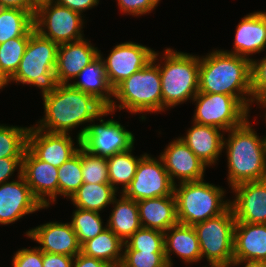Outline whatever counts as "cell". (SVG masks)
Wrapping results in <instances>:
<instances>
[{"label":"cell","instance_id":"cell-31","mask_svg":"<svg viewBox=\"0 0 266 267\" xmlns=\"http://www.w3.org/2000/svg\"><path fill=\"white\" fill-rule=\"evenodd\" d=\"M132 150L133 148L106 158L109 184L116 191L118 189L116 185L118 184H122V192L126 190L135 176L137 165L140 159L145 155L143 154L139 158L134 157V155L131 154Z\"/></svg>","mask_w":266,"mask_h":267},{"label":"cell","instance_id":"cell-40","mask_svg":"<svg viewBox=\"0 0 266 267\" xmlns=\"http://www.w3.org/2000/svg\"><path fill=\"white\" fill-rule=\"evenodd\" d=\"M12 265L13 267H42L43 251L37 247L18 250L13 256Z\"/></svg>","mask_w":266,"mask_h":267},{"label":"cell","instance_id":"cell-49","mask_svg":"<svg viewBox=\"0 0 266 267\" xmlns=\"http://www.w3.org/2000/svg\"><path fill=\"white\" fill-rule=\"evenodd\" d=\"M51 1H55V0H31V2L37 7L40 4L43 3H47V2H51Z\"/></svg>","mask_w":266,"mask_h":267},{"label":"cell","instance_id":"cell-1","mask_svg":"<svg viewBox=\"0 0 266 267\" xmlns=\"http://www.w3.org/2000/svg\"><path fill=\"white\" fill-rule=\"evenodd\" d=\"M250 72L251 59L215 50L200 58L199 92L234 96L249 111L253 102Z\"/></svg>","mask_w":266,"mask_h":267},{"label":"cell","instance_id":"cell-4","mask_svg":"<svg viewBox=\"0 0 266 267\" xmlns=\"http://www.w3.org/2000/svg\"><path fill=\"white\" fill-rule=\"evenodd\" d=\"M158 53L154 52L152 60L141 70L124 79L113 89V97L119 100L108 107L113 112L118 107L130 113L162 112V91L159 66L155 64Z\"/></svg>","mask_w":266,"mask_h":267},{"label":"cell","instance_id":"cell-36","mask_svg":"<svg viewBox=\"0 0 266 267\" xmlns=\"http://www.w3.org/2000/svg\"><path fill=\"white\" fill-rule=\"evenodd\" d=\"M83 183L109 184L107 159L87 153L81 147Z\"/></svg>","mask_w":266,"mask_h":267},{"label":"cell","instance_id":"cell-29","mask_svg":"<svg viewBox=\"0 0 266 267\" xmlns=\"http://www.w3.org/2000/svg\"><path fill=\"white\" fill-rule=\"evenodd\" d=\"M35 12L18 8L0 10V44L17 37H30L35 31Z\"/></svg>","mask_w":266,"mask_h":267},{"label":"cell","instance_id":"cell-9","mask_svg":"<svg viewBox=\"0 0 266 267\" xmlns=\"http://www.w3.org/2000/svg\"><path fill=\"white\" fill-rule=\"evenodd\" d=\"M111 113L113 111L106 108L97 117L100 124L84 127L77 135V145L87 153L105 158L132 149L135 141L132 132L127 131L118 121L102 119V116Z\"/></svg>","mask_w":266,"mask_h":267},{"label":"cell","instance_id":"cell-50","mask_svg":"<svg viewBox=\"0 0 266 267\" xmlns=\"http://www.w3.org/2000/svg\"><path fill=\"white\" fill-rule=\"evenodd\" d=\"M256 102L260 103L259 105H262V107L264 106V108L266 107V95L263 97H260L258 100H256ZM265 120H266V114H265Z\"/></svg>","mask_w":266,"mask_h":267},{"label":"cell","instance_id":"cell-52","mask_svg":"<svg viewBox=\"0 0 266 267\" xmlns=\"http://www.w3.org/2000/svg\"><path fill=\"white\" fill-rule=\"evenodd\" d=\"M160 0H152V2L157 6Z\"/></svg>","mask_w":266,"mask_h":267},{"label":"cell","instance_id":"cell-15","mask_svg":"<svg viewBox=\"0 0 266 267\" xmlns=\"http://www.w3.org/2000/svg\"><path fill=\"white\" fill-rule=\"evenodd\" d=\"M71 139L69 134L50 133L33 126L28 131L27 148L41 161L59 168L80 149Z\"/></svg>","mask_w":266,"mask_h":267},{"label":"cell","instance_id":"cell-39","mask_svg":"<svg viewBox=\"0 0 266 267\" xmlns=\"http://www.w3.org/2000/svg\"><path fill=\"white\" fill-rule=\"evenodd\" d=\"M251 94L252 101L266 95V57L260 61L251 58Z\"/></svg>","mask_w":266,"mask_h":267},{"label":"cell","instance_id":"cell-19","mask_svg":"<svg viewBox=\"0 0 266 267\" xmlns=\"http://www.w3.org/2000/svg\"><path fill=\"white\" fill-rule=\"evenodd\" d=\"M27 237L37 241L43 252L75 257L81 245L70 223L48 222L26 232Z\"/></svg>","mask_w":266,"mask_h":267},{"label":"cell","instance_id":"cell-17","mask_svg":"<svg viewBox=\"0 0 266 267\" xmlns=\"http://www.w3.org/2000/svg\"><path fill=\"white\" fill-rule=\"evenodd\" d=\"M231 190L236 194L230 201L236 222L266 224V179L241 183Z\"/></svg>","mask_w":266,"mask_h":267},{"label":"cell","instance_id":"cell-3","mask_svg":"<svg viewBox=\"0 0 266 267\" xmlns=\"http://www.w3.org/2000/svg\"><path fill=\"white\" fill-rule=\"evenodd\" d=\"M248 118L238 127L229 131L224 139L227 149L228 182L236 185L266 179V138L259 137L250 126Z\"/></svg>","mask_w":266,"mask_h":267},{"label":"cell","instance_id":"cell-23","mask_svg":"<svg viewBox=\"0 0 266 267\" xmlns=\"http://www.w3.org/2000/svg\"><path fill=\"white\" fill-rule=\"evenodd\" d=\"M187 135L180 137L191 151L206 165L217 163L223 150L224 136L217 127L193 122Z\"/></svg>","mask_w":266,"mask_h":267},{"label":"cell","instance_id":"cell-30","mask_svg":"<svg viewBox=\"0 0 266 267\" xmlns=\"http://www.w3.org/2000/svg\"><path fill=\"white\" fill-rule=\"evenodd\" d=\"M116 192L110 184L83 183L70 199L77 208L99 212L113 202Z\"/></svg>","mask_w":266,"mask_h":267},{"label":"cell","instance_id":"cell-5","mask_svg":"<svg viewBox=\"0 0 266 267\" xmlns=\"http://www.w3.org/2000/svg\"><path fill=\"white\" fill-rule=\"evenodd\" d=\"M159 66L162 111L193 99L199 91L200 57L167 48Z\"/></svg>","mask_w":266,"mask_h":267},{"label":"cell","instance_id":"cell-43","mask_svg":"<svg viewBox=\"0 0 266 267\" xmlns=\"http://www.w3.org/2000/svg\"><path fill=\"white\" fill-rule=\"evenodd\" d=\"M74 257L43 252L42 267H73Z\"/></svg>","mask_w":266,"mask_h":267},{"label":"cell","instance_id":"cell-27","mask_svg":"<svg viewBox=\"0 0 266 267\" xmlns=\"http://www.w3.org/2000/svg\"><path fill=\"white\" fill-rule=\"evenodd\" d=\"M112 204L114 209L109 216L107 228L112 230L124 243L131 235L141 228L137 201L125 197H115Z\"/></svg>","mask_w":266,"mask_h":267},{"label":"cell","instance_id":"cell-14","mask_svg":"<svg viewBox=\"0 0 266 267\" xmlns=\"http://www.w3.org/2000/svg\"><path fill=\"white\" fill-rule=\"evenodd\" d=\"M22 176L33 196L46 208L58 195V168L38 159L26 148L22 159ZM48 197V199H46ZM50 201V202H49Z\"/></svg>","mask_w":266,"mask_h":267},{"label":"cell","instance_id":"cell-18","mask_svg":"<svg viewBox=\"0 0 266 267\" xmlns=\"http://www.w3.org/2000/svg\"><path fill=\"white\" fill-rule=\"evenodd\" d=\"M160 158L174 184H176L175 177L180 183L203 180L206 165L181 138L169 143Z\"/></svg>","mask_w":266,"mask_h":267},{"label":"cell","instance_id":"cell-22","mask_svg":"<svg viewBox=\"0 0 266 267\" xmlns=\"http://www.w3.org/2000/svg\"><path fill=\"white\" fill-rule=\"evenodd\" d=\"M234 51H224L247 59L266 48V14L254 12L246 15L236 27Z\"/></svg>","mask_w":266,"mask_h":267},{"label":"cell","instance_id":"cell-6","mask_svg":"<svg viewBox=\"0 0 266 267\" xmlns=\"http://www.w3.org/2000/svg\"><path fill=\"white\" fill-rule=\"evenodd\" d=\"M178 183L174 187L178 223L194 226L220 215L230 206L229 200L223 201L224 190L204 179Z\"/></svg>","mask_w":266,"mask_h":267},{"label":"cell","instance_id":"cell-51","mask_svg":"<svg viewBox=\"0 0 266 267\" xmlns=\"http://www.w3.org/2000/svg\"><path fill=\"white\" fill-rule=\"evenodd\" d=\"M210 267H230L229 265H210Z\"/></svg>","mask_w":266,"mask_h":267},{"label":"cell","instance_id":"cell-11","mask_svg":"<svg viewBox=\"0 0 266 267\" xmlns=\"http://www.w3.org/2000/svg\"><path fill=\"white\" fill-rule=\"evenodd\" d=\"M193 121L201 125L214 126L226 132L240 126L249 112L234 96L219 93L199 92Z\"/></svg>","mask_w":266,"mask_h":267},{"label":"cell","instance_id":"cell-8","mask_svg":"<svg viewBox=\"0 0 266 267\" xmlns=\"http://www.w3.org/2000/svg\"><path fill=\"white\" fill-rule=\"evenodd\" d=\"M235 223L233 209L229 206L220 215L193 226L198 236L202 258L206 257L209 265L232 267Z\"/></svg>","mask_w":266,"mask_h":267},{"label":"cell","instance_id":"cell-35","mask_svg":"<svg viewBox=\"0 0 266 267\" xmlns=\"http://www.w3.org/2000/svg\"><path fill=\"white\" fill-rule=\"evenodd\" d=\"M29 37H17L0 44V68L10 79L18 70Z\"/></svg>","mask_w":266,"mask_h":267},{"label":"cell","instance_id":"cell-45","mask_svg":"<svg viewBox=\"0 0 266 267\" xmlns=\"http://www.w3.org/2000/svg\"><path fill=\"white\" fill-rule=\"evenodd\" d=\"M55 2L71 10L83 13L84 10L97 6L99 0H55Z\"/></svg>","mask_w":266,"mask_h":267},{"label":"cell","instance_id":"cell-10","mask_svg":"<svg viewBox=\"0 0 266 267\" xmlns=\"http://www.w3.org/2000/svg\"><path fill=\"white\" fill-rule=\"evenodd\" d=\"M81 14L55 1L43 3L36 7L34 28L41 36L58 45L78 41L83 39Z\"/></svg>","mask_w":266,"mask_h":267},{"label":"cell","instance_id":"cell-37","mask_svg":"<svg viewBox=\"0 0 266 267\" xmlns=\"http://www.w3.org/2000/svg\"><path fill=\"white\" fill-rule=\"evenodd\" d=\"M124 250L165 251L164 232L140 228L124 243Z\"/></svg>","mask_w":266,"mask_h":267},{"label":"cell","instance_id":"cell-33","mask_svg":"<svg viewBox=\"0 0 266 267\" xmlns=\"http://www.w3.org/2000/svg\"><path fill=\"white\" fill-rule=\"evenodd\" d=\"M29 127L0 125V158H23Z\"/></svg>","mask_w":266,"mask_h":267},{"label":"cell","instance_id":"cell-48","mask_svg":"<svg viewBox=\"0 0 266 267\" xmlns=\"http://www.w3.org/2000/svg\"><path fill=\"white\" fill-rule=\"evenodd\" d=\"M9 78L1 71L0 68V90L4 88V86L8 85Z\"/></svg>","mask_w":266,"mask_h":267},{"label":"cell","instance_id":"cell-2","mask_svg":"<svg viewBox=\"0 0 266 267\" xmlns=\"http://www.w3.org/2000/svg\"><path fill=\"white\" fill-rule=\"evenodd\" d=\"M42 97L45 116L36 127L50 133L68 134L80 124L93 122L106 109L93 95L70 83L58 84L54 91Z\"/></svg>","mask_w":266,"mask_h":267},{"label":"cell","instance_id":"cell-32","mask_svg":"<svg viewBox=\"0 0 266 267\" xmlns=\"http://www.w3.org/2000/svg\"><path fill=\"white\" fill-rule=\"evenodd\" d=\"M83 184L81 146L78 152L58 168V195L71 198Z\"/></svg>","mask_w":266,"mask_h":267},{"label":"cell","instance_id":"cell-26","mask_svg":"<svg viewBox=\"0 0 266 267\" xmlns=\"http://www.w3.org/2000/svg\"><path fill=\"white\" fill-rule=\"evenodd\" d=\"M102 58L103 57L99 51V56L89 65L84 67L75 77V80L76 78L81 79L70 84L85 93L93 95L106 108H108L114 101L110 98L113 96V88L110 86L105 74Z\"/></svg>","mask_w":266,"mask_h":267},{"label":"cell","instance_id":"cell-34","mask_svg":"<svg viewBox=\"0 0 266 267\" xmlns=\"http://www.w3.org/2000/svg\"><path fill=\"white\" fill-rule=\"evenodd\" d=\"M72 217L70 224L77 235L80 245L96 237L107 228V226L103 227L100 214L96 211L77 208Z\"/></svg>","mask_w":266,"mask_h":267},{"label":"cell","instance_id":"cell-20","mask_svg":"<svg viewBox=\"0 0 266 267\" xmlns=\"http://www.w3.org/2000/svg\"><path fill=\"white\" fill-rule=\"evenodd\" d=\"M99 56V51L85 38L58 45L55 74L58 84H68Z\"/></svg>","mask_w":266,"mask_h":267},{"label":"cell","instance_id":"cell-41","mask_svg":"<svg viewBox=\"0 0 266 267\" xmlns=\"http://www.w3.org/2000/svg\"><path fill=\"white\" fill-rule=\"evenodd\" d=\"M117 2L123 13L133 16L149 13L156 7L152 0H118Z\"/></svg>","mask_w":266,"mask_h":267},{"label":"cell","instance_id":"cell-28","mask_svg":"<svg viewBox=\"0 0 266 267\" xmlns=\"http://www.w3.org/2000/svg\"><path fill=\"white\" fill-rule=\"evenodd\" d=\"M124 242L109 228L81 245V253L120 267ZM122 251V252H121Z\"/></svg>","mask_w":266,"mask_h":267},{"label":"cell","instance_id":"cell-25","mask_svg":"<svg viewBox=\"0 0 266 267\" xmlns=\"http://www.w3.org/2000/svg\"><path fill=\"white\" fill-rule=\"evenodd\" d=\"M142 228L166 232L178 223L175 195L137 201Z\"/></svg>","mask_w":266,"mask_h":267},{"label":"cell","instance_id":"cell-13","mask_svg":"<svg viewBox=\"0 0 266 267\" xmlns=\"http://www.w3.org/2000/svg\"><path fill=\"white\" fill-rule=\"evenodd\" d=\"M154 52L131 41L117 44L107 59H102L110 86L114 89L124 79L144 68L152 60Z\"/></svg>","mask_w":266,"mask_h":267},{"label":"cell","instance_id":"cell-16","mask_svg":"<svg viewBox=\"0 0 266 267\" xmlns=\"http://www.w3.org/2000/svg\"><path fill=\"white\" fill-rule=\"evenodd\" d=\"M19 181L0 184V224H11L25 214H31L44 207L33 196L22 171L18 172Z\"/></svg>","mask_w":266,"mask_h":267},{"label":"cell","instance_id":"cell-38","mask_svg":"<svg viewBox=\"0 0 266 267\" xmlns=\"http://www.w3.org/2000/svg\"><path fill=\"white\" fill-rule=\"evenodd\" d=\"M120 267H168L165 251L124 250Z\"/></svg>","mask_w":266,"mask_h":267},{"label":"cell","instance_id":"cell-47","mask_svg":"<svg viewBox=\"0 0 266 267\" xmlns=\"http://www.w3.org/2000/svg\"><path fill=\"white\" fill-rule=\"evenodd\" d=\"M243 267H266V261H246Z\"/></svg>","mask_w":266,"mask_h":267},{"label":"cell","instance_id":"cell-44","mask_svg":"<svg viewBox=\"0 0 266 267\" xmlns=\"http://www.w3.org/2000/svg\"><path fill=\"white\" fill-rule=\"evenodd\" d=\"M73 267H114L113 265L93 257H88L83 253H78L73 260Z\"/></svg>","mask_w":266,"mask_h":267},{"label":"cell","instance_id":"cell-21","mask_svg":"<svg viewBox=\"0 0 266 267\" xmlns=\"http://www.w3.org/2000/svg\"><path fill=\"white\" fill-rule=\"evenodd\" d=\"M246 261H266V224L235 223L232 266Z\"/></svg>","mask_w":266,"mask_h":267},{"label":"cell","instance_id":"cell-42","mask_svg":"<svg viewBox=\"0 0 266 267\" xmlns=\"http://www.w3.org/2000/svg\"><path fill=\"white\" fill-rule=\"evenodd\" d=\"M22 159L23 158H0V184L8 182L10 176L16 169L22 171Z\"/></svg>","mask_w":266,"mask_h":267},{"label":"cell","instance_id":"cell-46","mask_svg":"<svg viewBox=\"0 0 266 267\" xmlns=\"http://www.w3.org/2000/svg\"><path fill=\"white\" fill-rule=\"evenodd\" d=\"M0 6L2 8H18L28 12L36 11V6L31 0H0Z\"/></svg>","mask_w":266,"mask_h":267},{"label":"cell","instance_id":"cell-24","mask_svg":"<svg viewBox=\"0 0 266 267\" xmlns=\"http://www.w3.org/2000/svg\"><path fill=\"white\" fill-rule=\"evenodd\" d=\"M165 259L172 267L170 253H176L186 263L202 259L197 233L193 226L177 223L164 232Z\"/></svg>","mask_w":266,"mask_h":267},{"label":"cell","instance_id":"cell-7","mask_svg":"<svg viewBox=\"0 0 266 267\" xmlns=\"http://www.w3.org/2000/svg\"><path fill=\"white\" fill-rule=\"evenodd\" d=\"M58 44L41 36L36 30L30 35L24 55L9 82L30 84L41 89L42 96L58 85L55 67Z\"/></svg>","mask_w":266,"mask_h":267},{"label":"cell","instance_id":"cell-12","mask_svg":"<svg viewBox=\"0 0 266 267\" xmlns=\"http://www.w3.org/2000/svg\"><path fill=\"white\" fill-rule=\"evenodd\" d=\"M158 160L145 154L137 165L130 185L121 193L134 201L173 195L175 184L161 158Z\"/></svg>","mask_w":266,"mask_h":267}]
</instances>
